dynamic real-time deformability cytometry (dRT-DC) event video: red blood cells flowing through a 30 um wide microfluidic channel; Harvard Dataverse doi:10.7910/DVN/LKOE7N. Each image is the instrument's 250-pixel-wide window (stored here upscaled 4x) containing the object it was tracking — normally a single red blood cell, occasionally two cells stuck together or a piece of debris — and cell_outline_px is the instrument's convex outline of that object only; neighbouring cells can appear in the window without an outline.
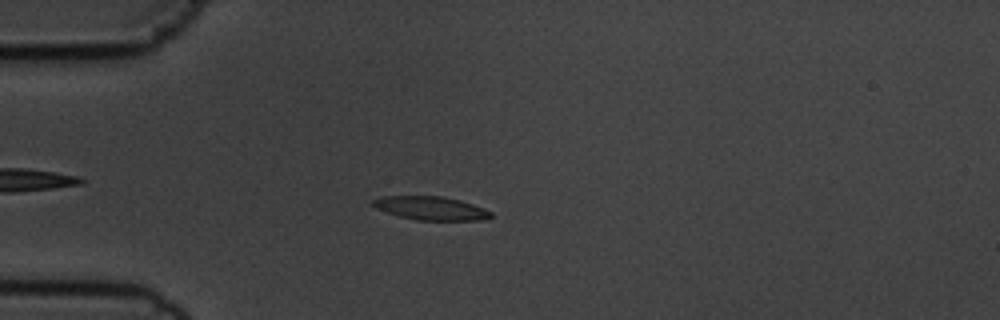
{"species": "common noctule bat (a hibernating species)", "species_latin": "Nyctalus noctula", "temperature_condition": "cold", "stored_images_in_passage": 55, "camera_frame_rate_fps": 3000, "um_per_image_px": 0.085, "animal": {"sex": "male", "body_mass_g": 19.5, "forearm_length_mm": 54.6}, "frame": {"image": 1, "passage_image": 15, "time_ms": 4.667, "image_size_px": [1000, 320], "cell_outline_px": [[492, 216], [484, 220], [416, 220], [400, 216], [376, 208], [368, 204], [368, 200], [380, 196], [444, 196], [460, 200], [484, 208], [492, 212]], "centroid_in_image_um": [36.57, 17.68], "position_along_channel_um": 48.4, "area_um2": 16.36}}
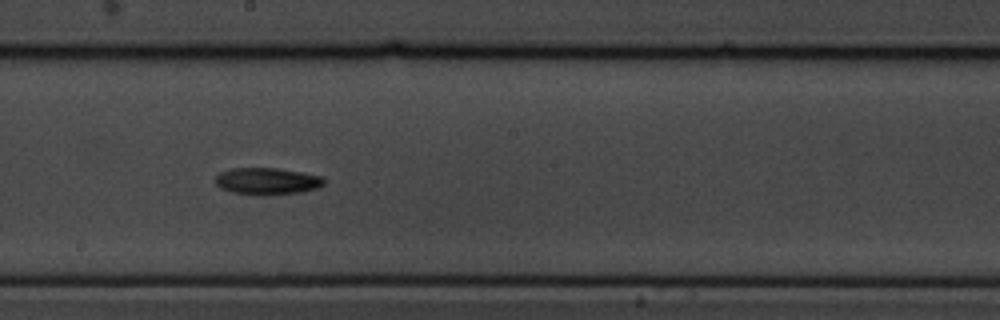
{"frame": {"image": 2, "passage_image": 31, "time_ms": 10.0, "image_size_px": [1000, 320], "cell_outline_px": [[324, 184], [316, 188], [304, 192], [264, 196], [232, 192], [220, 188], [216, 184], [216, 176], [220, 172], [228, 168], [276, 168], [300, 172], [320, 176], [324, 180]], "centroid_in_image_um": [22.68, 15.41], "position_along_channel_um": 225.5, "area_um2": 17.11}}
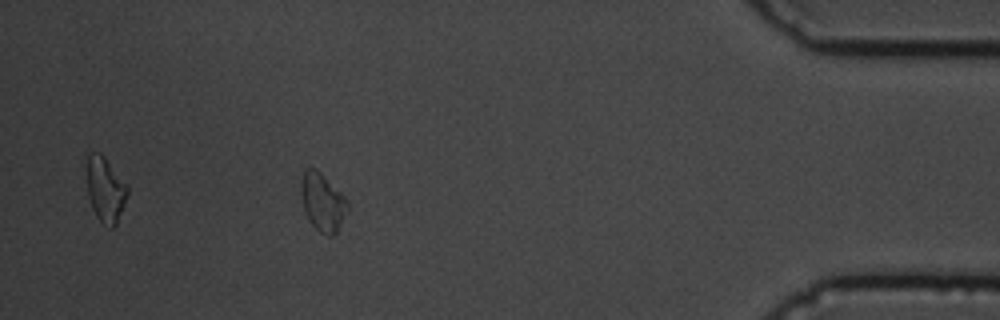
{"frame": {"image": 3, "passage_image": 50, "time_ms": 16.333, "image_size_px": [1000, 320], "cell_outline_px": [[348, 208], [336, 232], [332, 236], [328, 236], [320, 232], [312, 224], [304, 212], [300, 192], [300, 184], [304, 168], [316, 168], [344, 196], [348, 204]], "centroid_in_image_um": [27.38, 17.16], "position_along_channel_um": 407.8, "area_um2": 15.55}}